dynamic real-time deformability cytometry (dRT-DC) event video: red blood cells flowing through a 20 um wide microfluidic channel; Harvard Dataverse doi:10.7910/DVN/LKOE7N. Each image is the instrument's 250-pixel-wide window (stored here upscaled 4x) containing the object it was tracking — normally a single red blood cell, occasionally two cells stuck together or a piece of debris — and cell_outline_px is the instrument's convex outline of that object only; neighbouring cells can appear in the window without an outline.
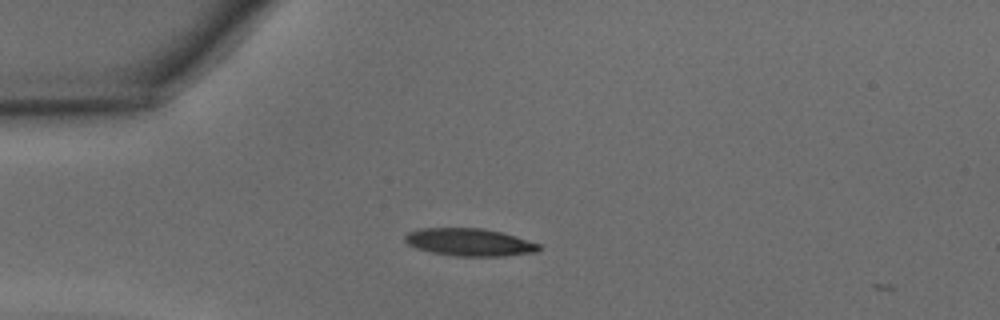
{"species": "common noctule bat (a hibernating species)", "species_latin": "Nyctalus noctula", "temperature_condition": "warm", "stored_images_in_passage": 3, "camera_frame_rate_fps": 3000, "um_per_image_px": 0.085, "animal": {"sex": "male", "body_mass_g": 15.6}, "frame": {"image": 1, "passage_image": 1, "time_ms": 0.0, "image_size_px": [1000, 320], "cell_outline_px": [[544, 248], [536, 252], [504, 256], [456, 256], [432, 252], [416, 248], [408, 244], [404, 240], [404, 236], [408, 232], [416, 228], [484, 228], [504, 232], [540, 244]], "centroid_in_image_um": [39.93, 20.58], "position_along_channel_um": 45.1, "area_um2": 21.79}}